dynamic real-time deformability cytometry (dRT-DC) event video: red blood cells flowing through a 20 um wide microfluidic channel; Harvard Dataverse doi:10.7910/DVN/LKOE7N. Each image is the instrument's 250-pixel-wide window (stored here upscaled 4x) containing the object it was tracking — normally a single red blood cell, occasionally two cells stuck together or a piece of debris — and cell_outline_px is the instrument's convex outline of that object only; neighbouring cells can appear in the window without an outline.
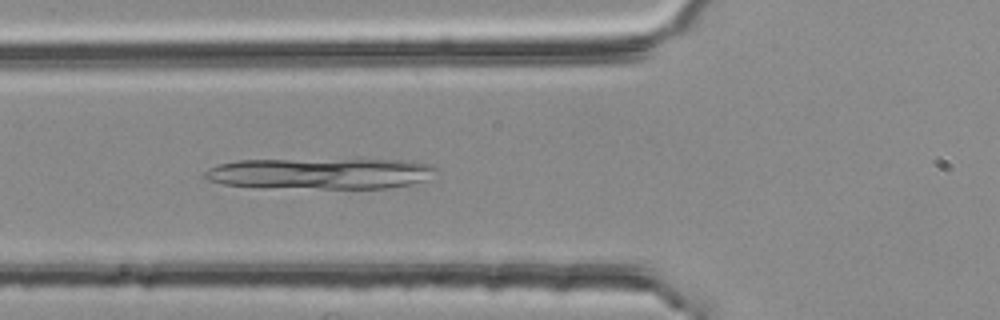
{"species": "common noctule bat (a hibernating species)", "species_latin": "Nyctalus noctula", "temperature_condition": "room temperature", "stored_images_in_passage": 39, "camera_frame_rate_fps": 3000, "um_per_image_px": 0.085, "animal": {"sex": "female", "body_mass_g": 25.1}, "frame": {"image": 1, "passage_image": 6, "time_ms": 1.667, "image_size_px": [1000, 320], "cell_outline_px": [[440, 168], [424, 180], [412, 184], [388, 188], [264, 188], [224, 184], [208, 180], [204, 176], [204, 172], [208, 168], [220, 164], [236, 160], [412, 160], [432, 164]], "centroid_in_image_um": [27.25, 14.75], "position_along_channel_um": 98.5, "area_um2": 42.02}}
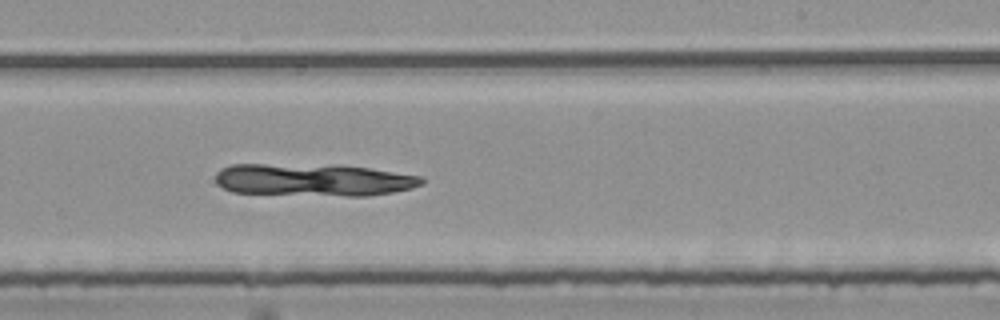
{"frame": {"image": 2, "passage_image": 19, "time_ms": 6.0, "image_size_px": [1000, 320], "cell_outline_px": [[424, 184], [412, 188], [392, 192], [364, 196], [348, 196], [232, 192], [216, 184], [216, 172], [220, 168], [232, 164], [336, 164], [368, 168], [424, 176]], "centroid_in_image_um": [26.65, 15.27], "position_along_channel_um": 262.3, "area_um2": 39.3}}
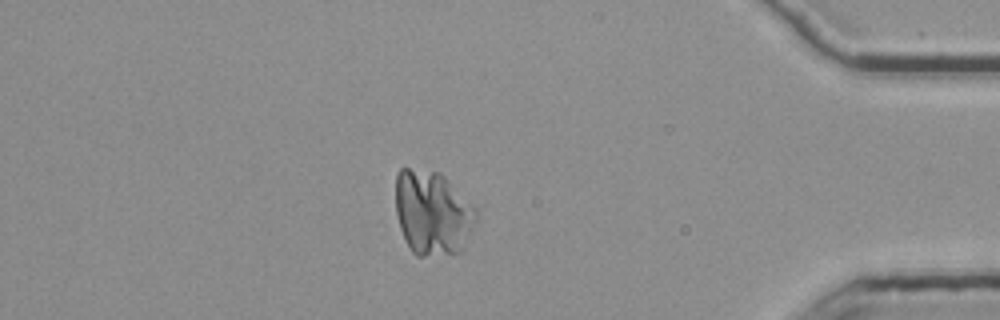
{"frame": {"image": 3, "passage_image": 33, "time_ms": 10.667, "image_size_px": [1000, 320], "cell_outline_px": [[476, 216], [460, 252], [424, 256], [416, 256], [412, 252], [404, 240], [400, 228], [396, 212], [396, 172], [400, 168], [408, 168], [440, 172], [444, 176], [476, 212]], "centroid_in_image_um": [36.67, 18.09], "position_along_channel_um": 398.5, "area_um2": 38.78}}